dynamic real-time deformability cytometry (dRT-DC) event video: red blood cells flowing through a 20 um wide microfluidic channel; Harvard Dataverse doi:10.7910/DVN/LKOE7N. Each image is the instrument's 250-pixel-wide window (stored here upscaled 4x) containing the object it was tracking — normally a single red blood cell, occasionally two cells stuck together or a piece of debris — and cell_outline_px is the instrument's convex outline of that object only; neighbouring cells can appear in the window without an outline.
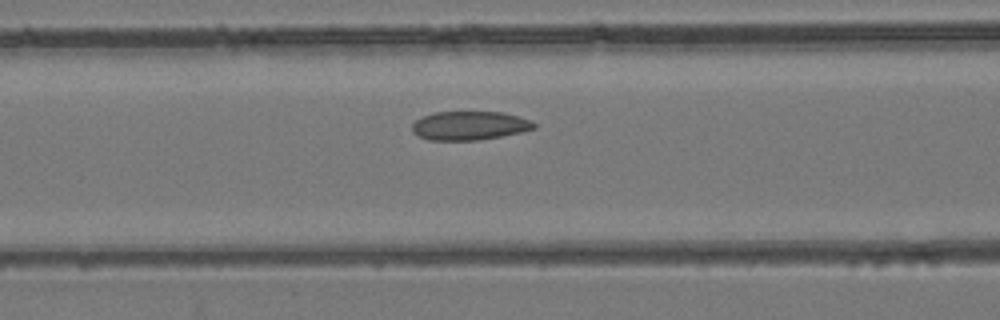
{"species": "common noctule bat (a hibernating species)", "species_latin": "Nyctalus noctula", "temperature_condition": "room temperature", "stored_images_in_passage": 36, "camera_frame_rate_fps": 3000, "um_per_image_px": 0.085, "animal": {"sex": "female", "body_mass_g": 24.6, "forearm_length_mm": 56.2}, "frame": {"image": 1, "passage_image": 7, "time_ms": 2.0, "image_size_px": [1000, 320], "cell_outline_px": [[536, 128], [520, 132], [500, 136], [476, 140], [428, 140], [416, 136], [412, 132], [412, 124], [420, 116], [432, 112], [504, 112], [520, 116], [536, 124]], "centroid_in_image_um": [39.85, 10.67], "position_along_channel_um": 126.7, "area_um2": 20.58}}
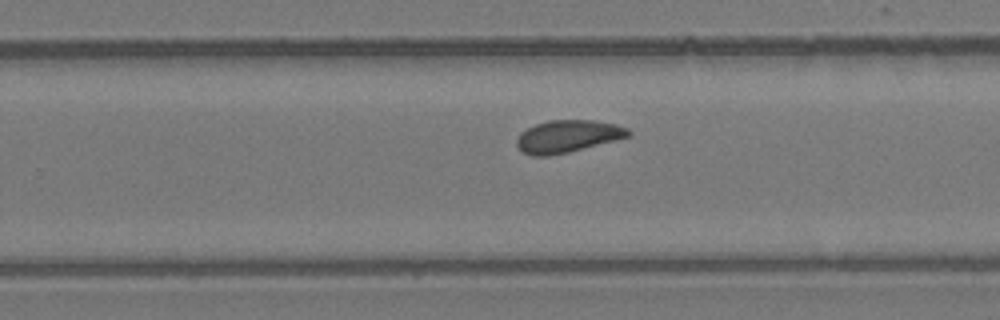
{"frame": {"image": 2, "passage_image": 18, "time_ms": 5.667, "image_size_px": [1000, 320], "cell_outline_px": [[632, 132], [628, 136], [616, 140], [568, 152], [548, 156], [532, 156], [524, 152], [516, 144], [516, 140], [520, 132], [536, 124], [548, 120], [592, 120], [616, 124], [628, 128]], "centroid_in_image_um": [48.25, 11.58], "position_along_channel_um": 281.6, "area_um2": 20.92}}
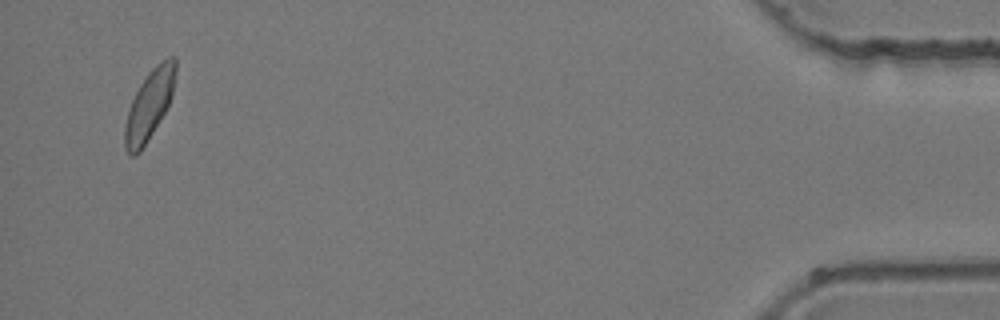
{"frame": {"image": 3, "passage_image": 34, "time_ms": 11.0, "image_size_px": [1000, 320], "cell_outline_px": [[176, 72], [172, 96], [164, 112], [140, 152], [136, 156], [132, 156], [124, 148], [124, 128], [128, 108], [140, 84], [148, 72], [156, 64], [168, 56], [176, 56]], "centroid_in_image_um": [12.68, 8.89], "position_along_channel_um": 422.5, "area_um2": 20.46}}